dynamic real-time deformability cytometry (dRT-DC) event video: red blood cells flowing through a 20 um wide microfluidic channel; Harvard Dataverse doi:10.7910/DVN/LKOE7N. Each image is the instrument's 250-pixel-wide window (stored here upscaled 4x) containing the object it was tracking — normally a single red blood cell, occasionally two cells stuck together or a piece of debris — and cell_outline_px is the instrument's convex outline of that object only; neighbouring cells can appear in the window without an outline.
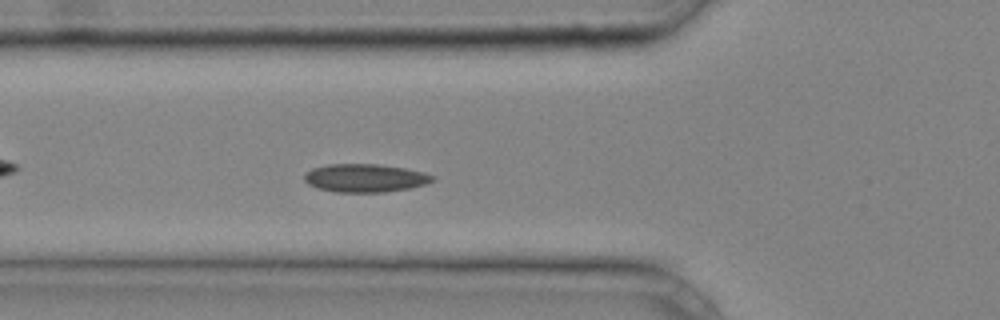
{"species": "common noctule bat (a hibernating species)", "species_latin": "Nyctalus noctula", "temperature_condition": "cold", "stored_images_in_passage": 38, "camera_frame_rate_fps": 3000, "um_per_image_px": 0.085, "animal": {"sex": "male", "body_mass_g": 20.4}, "frame": {"image": 1, "passage_image": 12, "time_ms": 3.667, "image_size_px": [1000, 320], "cell_outline_px": [[436, 180], [424, 184], [408, 188], [384, 192], [336, 192], [316, 188], [308, 184], [304, 180], [304, 176], [312, 168], [328, 164], [376, 164], [404, 168], [424, 172], [436, 176]], "centroid_in_image_um": [31.03, 15.13], "position_along_channel_um": 94.8, "area_um2": 21.04}}